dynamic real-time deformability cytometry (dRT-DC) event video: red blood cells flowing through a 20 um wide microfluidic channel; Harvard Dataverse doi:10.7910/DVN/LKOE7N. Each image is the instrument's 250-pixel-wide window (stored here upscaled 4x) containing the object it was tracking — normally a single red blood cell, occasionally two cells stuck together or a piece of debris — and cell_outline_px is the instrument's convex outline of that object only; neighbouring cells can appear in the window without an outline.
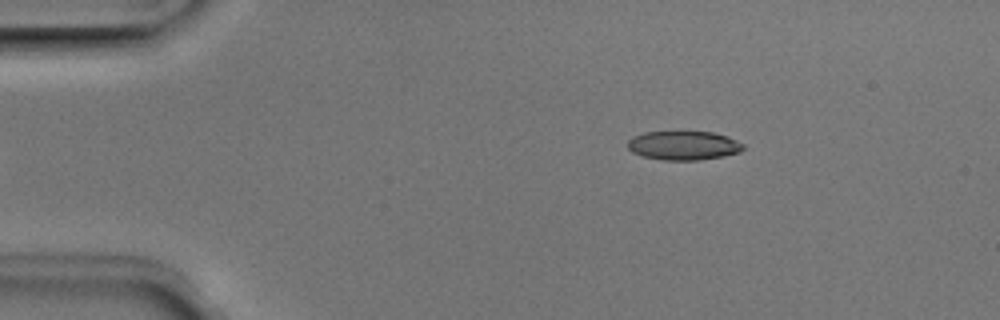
{"species": "Egyptian fruit bat (a non-hibernating species)", "species_latin": "Rousettus aegyptiacus", "temperature_condition": "room temperature", "stored_images_in_passage": 4, "camera_frame_rate_fps": 3000, "um_per_image_px": 0.085, "animal": {"sex": "male"}, "frame": {"image": 1, "passage_image": 4, "time_ms": 1.0, "image_size_px": [1000, 320], "cell_outline_px": [[744, 148], [740, 152], [720, 156], [696, 160], [664, 160], [640, 156], [632, 152], [628, 148], [628, 140], [632, 136], [644, 132], [712, 132], [728, 136], [744, 144]], "centroid_in_image_um": [58.07, 12.36], "position_along_channel_um": 26.9, "area_um2": 19.48}}